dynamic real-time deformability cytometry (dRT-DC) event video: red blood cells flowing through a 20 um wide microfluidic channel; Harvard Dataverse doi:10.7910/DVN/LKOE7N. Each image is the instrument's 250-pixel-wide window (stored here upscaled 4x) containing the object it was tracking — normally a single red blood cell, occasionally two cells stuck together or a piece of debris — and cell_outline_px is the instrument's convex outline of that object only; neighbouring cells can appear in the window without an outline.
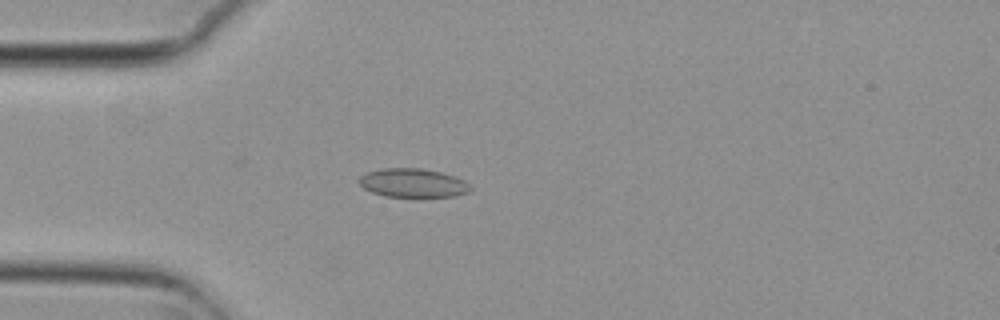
{"species": "common noctule bat (a hibernating species)", "species_latin": "Nyctalus noctula", "temperature_condition": "cold", "stored_images_in_passage": 52, "camera_frame_rate_fps": 3000, "um_per_image_px": 0.085, "animal": {"sex": "female", "body_mass_g": 29.2, "forearm_length_mm": 56.3}, "frame": {"image": 1, "passage_image": 15, "time_ms": 4.667, "image_size_px": [1000, 320], "cell_outline_px": [[472, 188], [468, 192], [456, 196], [384, 196], [372, 192], [364, 188], [360, 184], [360, 176], [368, 172], [384, 168], [420, 168], [440, 172], [456, 176], [464, 180]], "centroid_in_image_um": [35.12, 15.54], "position_along_channel_um": 49.9, "area_um2": 18.44}}
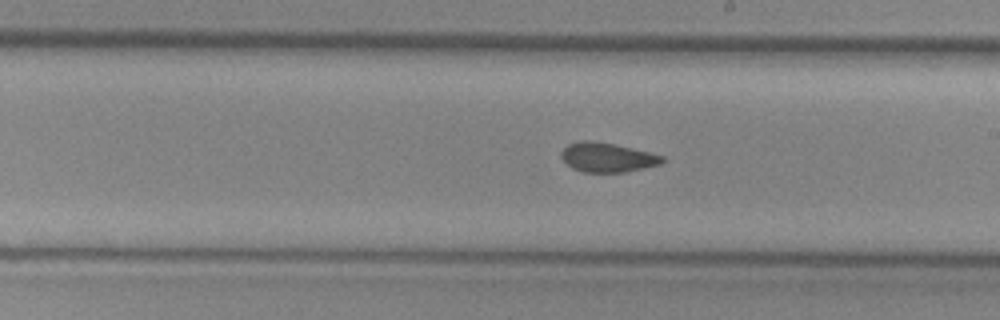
{"frame": {"image": 2, "passage_image": 31, "time_ms": 10.0, "image_size_px": [1000, 320], "cell_outline_px": [[668, 160], [660, 164], [644, 168], [624, 172], [584, 172], [572, 168], [560, 156], [560, 152], [568, 144], [580, 140], [588, 140], [612, 144], [632, 148], [664, 156]], "centroid_in_image_um": [51.63, 13.38], "position_along_channel_um": 237.4, "area_um2": 17.22}}
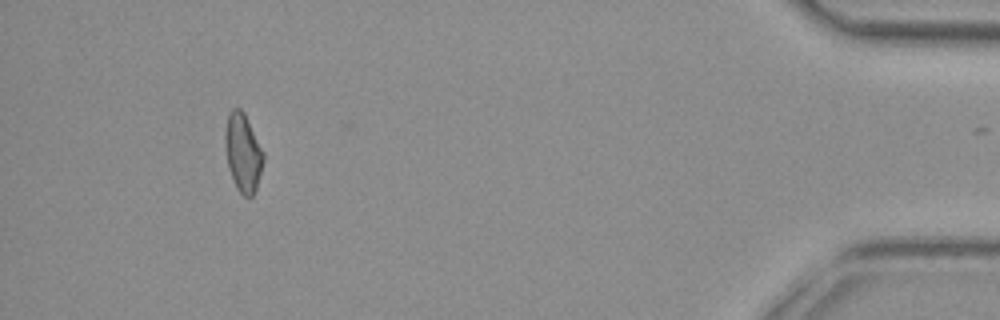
{"frame": {"image": 3, "passage_image": 51, "time_ms": 16.667, "image_size_px": [1000, 320], "cell_outline_px": [[264, 160], [256, 192], [252, 196], [244, 196], [236, 188], [228, 168], [224, 144], [224, 132], [228, 112], [232, 108], [240, 108], [244, 112], [264, 152]], "centroid_in_image_um": [20.64, 12.96], "position_along_channel_um": 414.6, "area_um2": 17.8}, "authors_computed_cell_mechanics": {"area_um2": 17.8313, "velocity_mm_per_s": 3.7253, "shape_relaxation_time_tau1_ms": null, "shape_relaxation_time_tau2_ms": 3.5588, "deformation_change_tau1": null, "deformation_change_tau2": 0.0736}}